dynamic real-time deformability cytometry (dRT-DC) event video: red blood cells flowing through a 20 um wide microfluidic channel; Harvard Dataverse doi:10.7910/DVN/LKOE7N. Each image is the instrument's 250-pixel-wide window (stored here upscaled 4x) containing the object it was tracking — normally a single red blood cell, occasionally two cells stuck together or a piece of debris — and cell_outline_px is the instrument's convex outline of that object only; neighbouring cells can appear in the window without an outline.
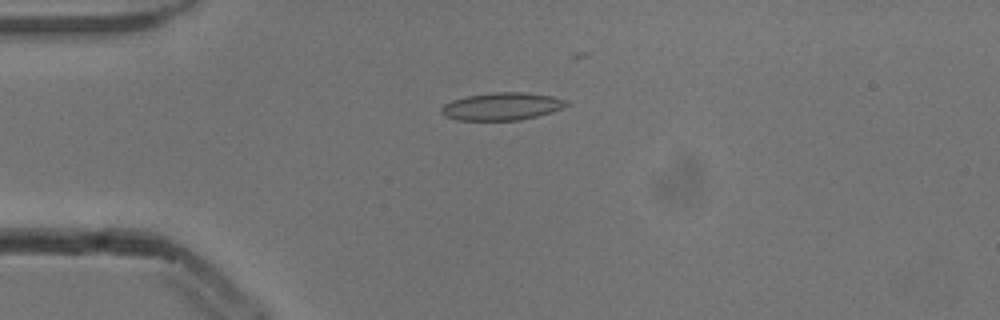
{"species": "common noctule bat (a hibernating species)", "species_latin": "Nyctalus noctula", "temperature_condition": "cold", "stored_images_in_passage": 5, "camera_frame_rate_fps": 3000, "um_per_image_px": 0.085, "animal": {"sex": "male", "body_mass_g": 13.3}, "frame": {"image": 1, "passage_image": 4, "time_ms": 1.0, "image_size_px": [1000, 320], "cell_outline_px": [[568, 104], [552, 112], [520, 120], [456, 120], [444, 116], [440, 112], [440, 108], [444, 104], [452, 100], [468, 96], [496, 92], [520, 92], [552, 96], [564, 100]], "centroid_in_image_um": [42.6, 9.05], "position_along_channel_um": 42.4, "area_um2": 19.88}}